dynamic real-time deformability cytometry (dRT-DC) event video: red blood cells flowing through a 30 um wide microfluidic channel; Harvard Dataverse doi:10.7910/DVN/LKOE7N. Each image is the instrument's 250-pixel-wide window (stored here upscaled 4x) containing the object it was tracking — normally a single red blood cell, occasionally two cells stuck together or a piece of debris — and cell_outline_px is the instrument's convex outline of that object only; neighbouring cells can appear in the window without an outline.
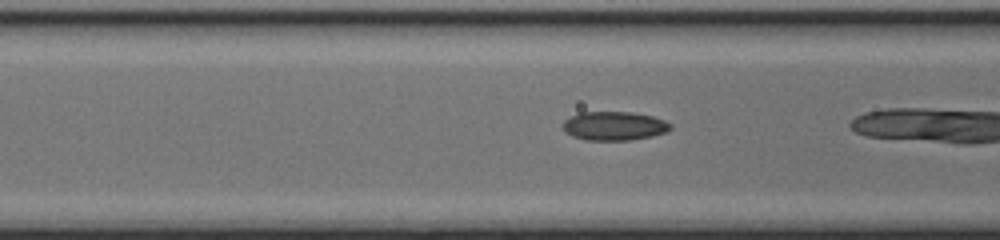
{"species": "common noctule bat (a hibernating species)", "species_latin": "Nyctalus noctula", "temperature_condition": "cold", "stored_images_in_passage": 24, "camera_frame_rate_fps": 3000, "um_per_image_px": 0.085, "animal": {"sex": "female", "body_mass_g": 17.0, "forearm_length_mm": 48.0}, "frame": {"image": 1, "passage_image": 4, "time_ms": 1.0, "image_size_px": [1000, 240], "cell_outline_px": [[672, 128], [664, 132], [652, 136], [628, 140], [584, 140], [572, 136], [564, 132], [564, 120], [580, 112], [632, 112], [652, 116], [664, 120], [672, 124]], "centroid_in_image_um": [52.2, 10.7], "position_along_channel_um": 114.4, "area_um2": 18.03}}